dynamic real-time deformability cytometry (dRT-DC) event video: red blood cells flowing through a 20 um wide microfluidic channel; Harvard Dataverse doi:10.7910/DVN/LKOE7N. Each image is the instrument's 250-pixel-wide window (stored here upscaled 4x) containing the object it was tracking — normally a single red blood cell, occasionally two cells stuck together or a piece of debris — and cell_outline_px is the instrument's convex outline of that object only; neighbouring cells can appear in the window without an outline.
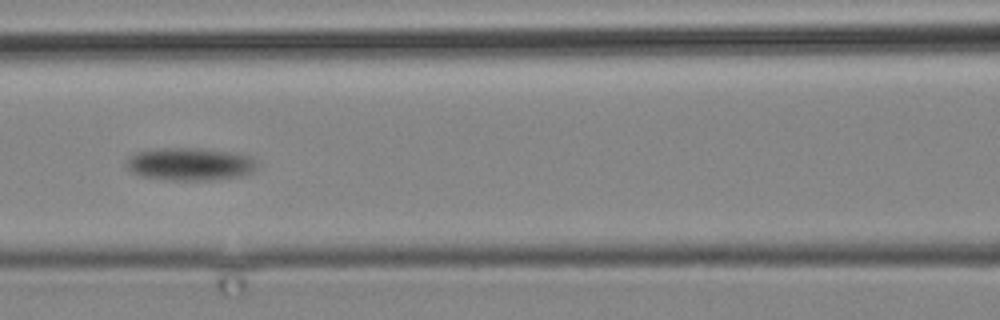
{"species": "common noctule bat (a hibernating species)", "species_latin": "Nyctalus noctula", "temperature_condition": "cold", "stored_images_in_passage": 7, "camera_frame_rate_fps": 3000, "um_per_image_px": 0.085, "animal": {"sex": "male", "body_mass_g": 19.2, "forearm_length_mm": 51.8}, "frame": {"image": 1, "passage_image": 6, "time_ms": 6.0, "image_size_px": [1000, 320], "cell_outline_px": [[256, 168], [252, 172], [240, 176], [208, 180], [176, 180], [140, 176], [132, 172], [128, 168], [128, 156], [136, 152], [160, 148], [200, 148], [236, 152], [252, 156], [256, 160]], "centroid_in_image_um": [16.19, 13.93], "position_along_channel_um": 150.4, "area_um2": 24.97}}
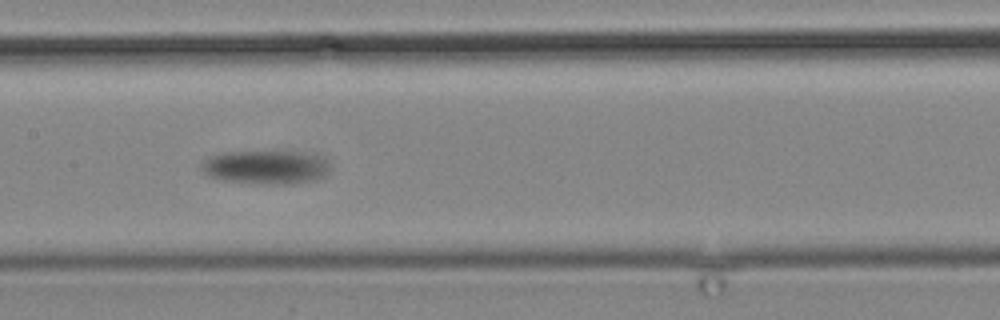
{"frame": {"image": 2, "passage_image": 7, "time_ms": 7.333, "image_size_px": [1000, 320], "cell_outline_px": [[328, 168], [324, 176], [316, 180], [292, 184], [264, 184], [224, 180], [212, 176], [204, 172], [200, 164], [204, 160], [220, 152], [296, 152], [316, 156], [324, 160], [328, 164]], "centroid_in_image_um": [22.57, 14.22], "position_along_channel_um": 184.8, "area_um2": 24.74}}